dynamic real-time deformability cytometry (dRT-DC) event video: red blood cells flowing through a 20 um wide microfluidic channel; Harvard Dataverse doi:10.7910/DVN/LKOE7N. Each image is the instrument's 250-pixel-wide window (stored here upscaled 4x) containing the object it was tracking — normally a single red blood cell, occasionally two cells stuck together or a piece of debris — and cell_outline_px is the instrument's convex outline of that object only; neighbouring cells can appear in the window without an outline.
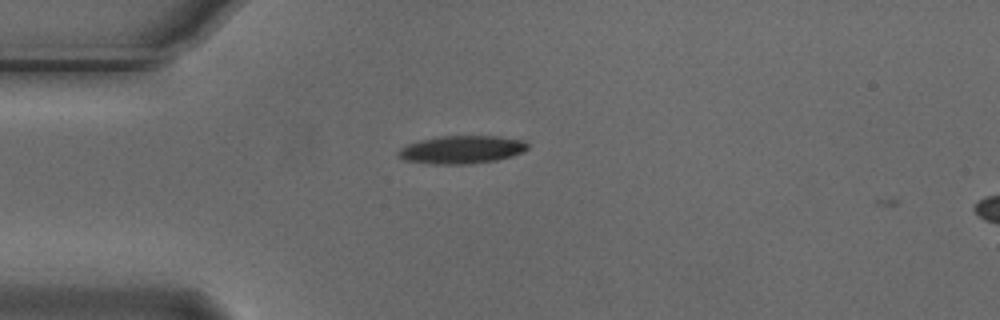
{"species": "Egyptian fruit bat (a non-hibernating species)", "species_latin": "Rousettus aegyptiacus", "temperature_condition": "cold", "stored_images_in_passage": 3, "camera_frame_rate_fps": 3000, "um_per_image_px": 0.085, "animal": {"sex": "male"}, "frame": {"image": 1, "passage_image": 2, "time_ms": 0.333, "image_size_px": [1000, 320], "cell_outline_px": [[528, 148], [524, 152], [512, 156], [496, 160], [468, 164], [432, 164], [404, 160], [396, 152], [400, 148], [408, 144], [420, 140], [436, 136], [496, 136], [524, 140], [528, 144]], "centroid_in_image_um": [39.25, 12.71], "position_along_channel_um": 45.7, "area_um2": 21.15}}